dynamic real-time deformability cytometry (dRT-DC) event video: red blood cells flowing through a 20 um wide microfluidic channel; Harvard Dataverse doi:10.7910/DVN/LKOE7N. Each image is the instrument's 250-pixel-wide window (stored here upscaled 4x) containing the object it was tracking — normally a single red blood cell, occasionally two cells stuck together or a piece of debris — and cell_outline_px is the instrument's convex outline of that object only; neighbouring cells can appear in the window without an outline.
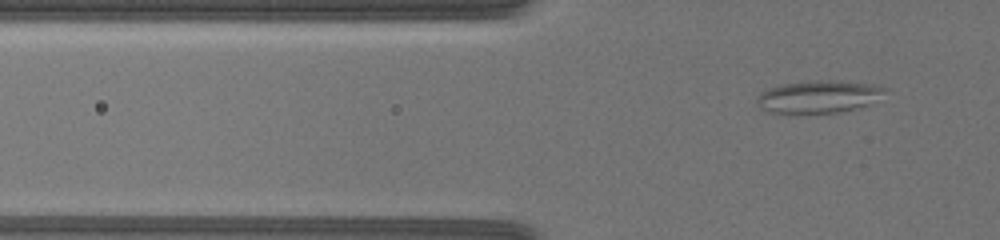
{"species": "common noctule bat (a hibernating species)", "species_latin": "Nyctalus noctula", "temperature_condition": "warm", "stored_images_in_passage": 63, "camera_frame_rate_fps": 3000, "um_per_image_px": 0.085, "animal": {"sex": "female", "body_mass_g": 19.5, "forearm_length_mm": 54.1}, "frame": {"image": 1, "passage_image": 19, "time_ms": 6.0, "image_size_px": [1000, 240], "cell_outline_px": [[884, 88], [868, 104], [856, 108], [840, 112], [764, 112], [756, 104], [756, 96], [760, 92], [768, 88], [784, 84], [808, 80], [840, 80], [872, 84]], "centroid_in_image_um": [69.44, 8.2], "position_along_channel_um": 56.4, "area_um2": 23.76}}
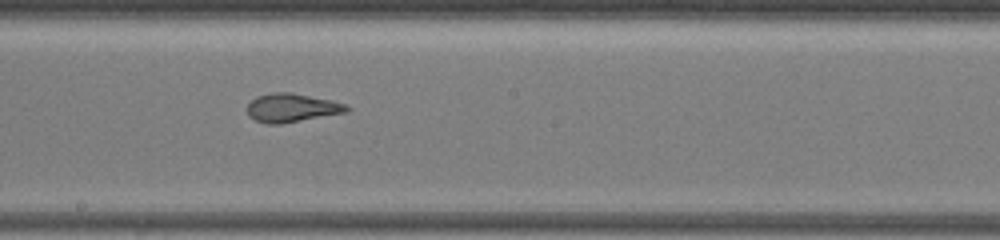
{"frame": {"image": 2, "passage_image": 39, "time_ms": 12.667, "image_size_px": [1000, 240], "cell_outline_px": [[352, 108], [348, 112], [280, 124], [268, 124], [256, 120], [248, 116], [248, 104], [256, 96], [272, 92], [292, 92], [332, 100], [344, 104]], "centroid_in_image_um": [24.82, 9.15], "position_along_channel_um": 223.4, "area_um2": 16.65}}
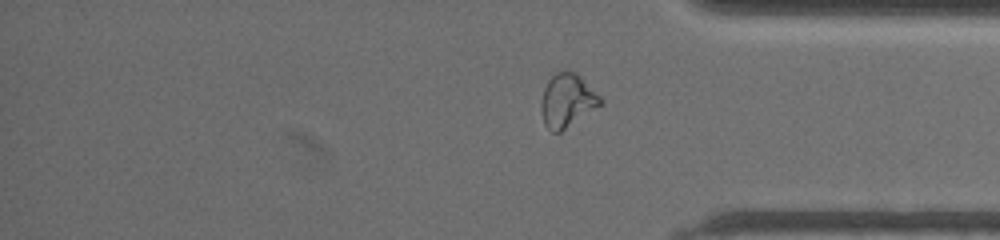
{"frame": {"image": 3, "passage_image": 55, "time_ms": 18.667, "image_size_px": [1000, 240], "cell_outline_px": [[604, 104], [560, 132], [552, 132], [544, 124], [540, 108], [540, 104], [544, 88], [548, 80], [556, 72], [568, 68], [576, 72], [604, 100]], "centroid_in_image_um": [48.22, 8.53], "position_along_channel_um": 387.0, "area_um2": 18.79}}